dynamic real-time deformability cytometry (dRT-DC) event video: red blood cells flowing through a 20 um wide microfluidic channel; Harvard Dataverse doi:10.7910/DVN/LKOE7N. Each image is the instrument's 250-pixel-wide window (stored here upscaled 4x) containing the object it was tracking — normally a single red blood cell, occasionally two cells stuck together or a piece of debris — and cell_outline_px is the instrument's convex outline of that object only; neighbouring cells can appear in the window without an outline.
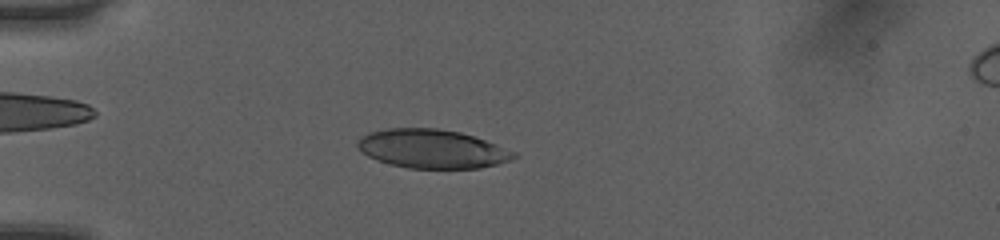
{"species": "human", "species_latin": "Homo sapiens", "temperature_condition": "room temperature", "stored_images_in_passage": 50, "camera_frame_rate_fps": 3000, "um_per_image_px": 0.085, "donor": {"sex": "female"}, "frame": {"image": 1, "passage_image": 14, "time_ms": 4.333, "image_size_px": [1000, 240], "cell_outline_px": [[516, 156], [512, 160], [480, 168], [408, 168], [376, 160], [368, 156], [356, 144], [368, 132], [388, 128], [436, 128], [460, 132], [496, 144], [516, 152]], "centroid_in_image_um": [36.75, 12.65], "position_along_channel_um": 48.3, "area_um2": 34.97}}
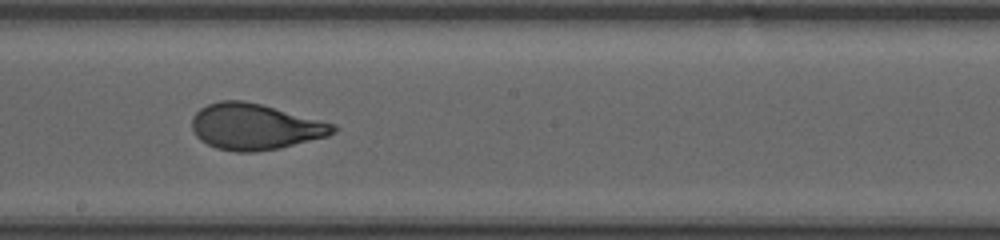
{"frame": {"image": 2, "passage_image": 29, "time_ms": 9.333, "image_size_px": [1000, 240], "cell_outline_px": [[336, 132], [328, 136], [280, 148], [256, 152], [236, 152], [216, 148], [200, 140], [196, 136], [192, 128], [192, 116], [200, 108], [208, 104], [220, 100], [244, 100], [260, 104], [336, 124]], "centroid_in_image_um": [21.66, 10.77], "position_along_channel_um": 226.5, "area_um2": 37.92}}
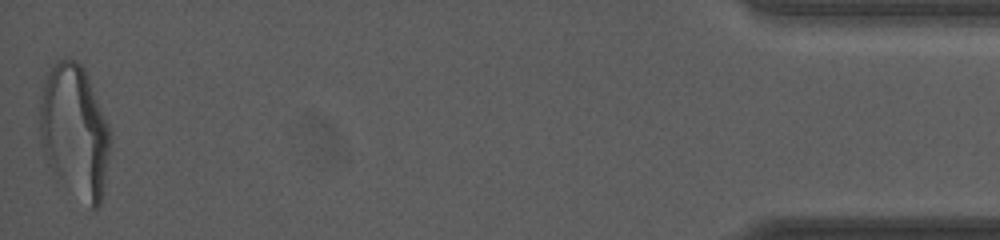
{"frame": {"image": 3, "passage_image": 50, "time_ms": 16.333, "image_size_px": [1000, 240], "cell_outline_px": [[108, 156], [100, 204], [96, 208], [92, 208], [56, 180], [52, 176], [44, 156], [40, 144], [40, 96], [48, 72], [52, 64], [56, 60], [68, 56], [80, 64], [84, 68], [108, 128]], "centroid_in_image_um": [6.27, 11.16], "position_along_channel_um": 428.9, "area_um2": 54.16}, "authors_computed_cell_mechanics": {"area_um2": 37.6278, "velocity_mm_per_s": 4.0593, "shape_relaxation_time_tau1_ms": 4.2565, "shape_relaxation_time_tau2_ms": null, "deformation_change_tau1": 0.2011, "deformation_change_tau2": null}}